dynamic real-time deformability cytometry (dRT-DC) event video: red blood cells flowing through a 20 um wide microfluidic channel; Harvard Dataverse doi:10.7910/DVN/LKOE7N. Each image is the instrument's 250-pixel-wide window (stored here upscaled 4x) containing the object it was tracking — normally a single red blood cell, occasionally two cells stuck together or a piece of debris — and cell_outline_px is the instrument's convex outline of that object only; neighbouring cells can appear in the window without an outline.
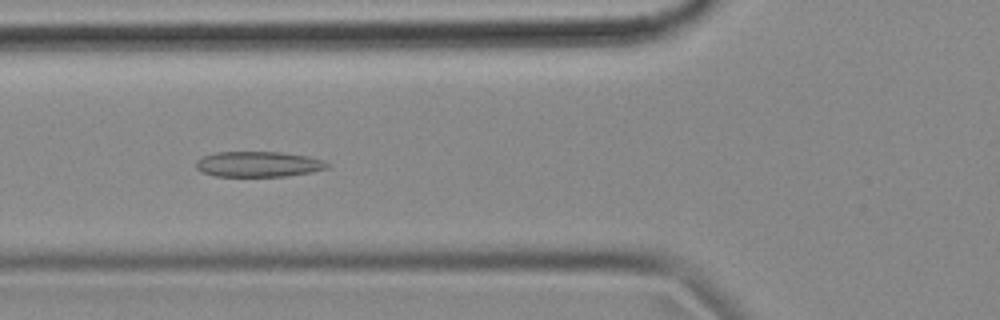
{"species": "common noctule bat (a hibernating species)", "species_latin": "Nyctalus noctula", "temperature_condition": "cold", "stored_images_in_passage": 55, "camera_frame_rate_fps": 3000, "um_per_image_px": 0.085, "animal": {"sex": "female", "body_mass_g": 18.4}, "frame": {"image": 1, "passage_image": 20, "time_ms": 6.333, "image_size_px": [1000, 320], "cell_outline_px": [[332, 164], [328, 168], [312, 172], [288, 176], [216, 176], [200, 172], [196, 168], [196, 160], [212, 152], [280, 152], [308, 156], [324, 160]], "centroid_in_image_um": [21.98, 13.95], "position_along_channel_um": 103.8, "area_um2": 19.71}}
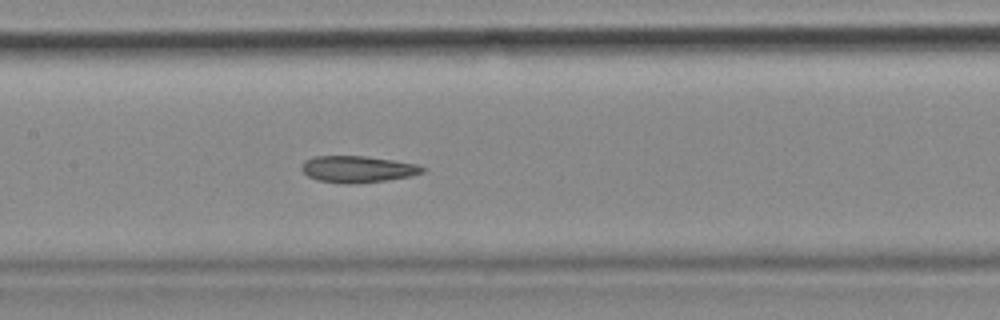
{"frame": {"image": 2, "passage_image": 26, "time_ms": 8.333, "image_size_px": [1000, 320], "cell_outline_px": [[428, 168], [424, 172], [412, 176], [384, 180], [348, 184], [316, 180], [308, 176], [300, 168], [304, 160], [316, 156], [364, 156], [392, 160], [416, 164]], "centroid_in_image_um": [30.4, 14.37], "position_along_channel_um": 177.0, "area_um2": 18.67}}
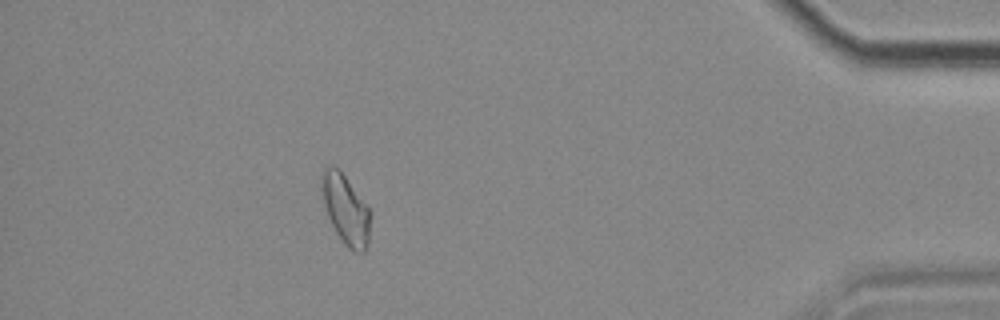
{"frame": {"image": 3, "passage_image": 49, "time_ms": 16.0, "image_size_px": [1000, 320], "cell_outline_px": [[372, 212], [368, 240], [364, 252], [352, 252], [344, 244], [336, 232], [328, 216], [324, 204], [320, 188], [320, 172], [328, 164], [336, 168], [344, 176]], "centroid_in_image_um": [29.36, 17.8], "position_along_channel_um": 405.8, "area_um2": 19.77}, "authors_computed_cell_mechanics": {"area_um2": 19.7676, "velocity_mm_per_s": 3.6508, "shape_relaxation_time_tau1_ms": null, "shape_relaxation_time_tau2_ms": 2.4413, "deformation_change_tau1": null, "deformation_change_tau2": 0.0919}}